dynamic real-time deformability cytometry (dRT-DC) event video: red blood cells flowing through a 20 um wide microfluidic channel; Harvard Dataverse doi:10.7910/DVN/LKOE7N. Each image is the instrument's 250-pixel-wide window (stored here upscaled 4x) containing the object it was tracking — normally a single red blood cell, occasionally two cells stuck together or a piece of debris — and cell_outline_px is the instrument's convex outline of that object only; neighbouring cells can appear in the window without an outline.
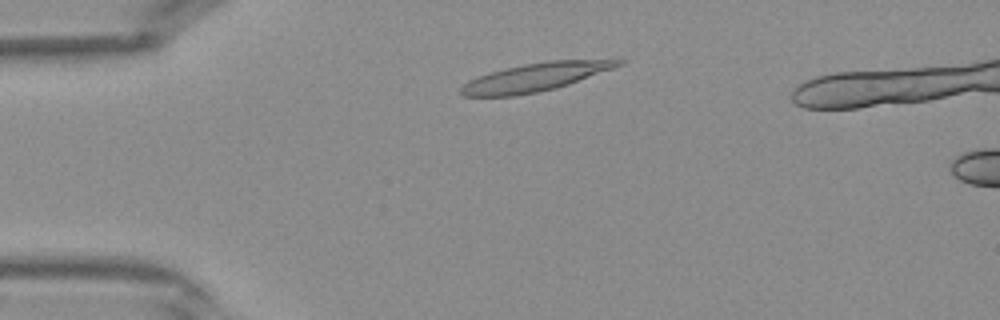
{"species": "Egyptian fruit bat (a non-hibernating species)", "species_latin": "Rousettus aegyptiacus", "temperature_condition": "warm", "stored_images_in_passage": 5, "camera_frame_rate_fps": 3000, "um_per_image_px": 0.085, "frame": {"image": 1, "passage_image": 2, "time_ms": 0.333, "image_size_px": [1000, 320], "cell_outline_px": [[628, 60], [624, 64], [568, 84], [556, 88], [516, 96], [464, 96], [460, 92], [460, 88], [468, 80], [476, 76], [488, 72], [504, 68], [524, 64], [548, 60]], "centroid_in_image_um": [45.44, 6.56], "position_along_channel_um": 39.6, "area_um2": 25.72}}